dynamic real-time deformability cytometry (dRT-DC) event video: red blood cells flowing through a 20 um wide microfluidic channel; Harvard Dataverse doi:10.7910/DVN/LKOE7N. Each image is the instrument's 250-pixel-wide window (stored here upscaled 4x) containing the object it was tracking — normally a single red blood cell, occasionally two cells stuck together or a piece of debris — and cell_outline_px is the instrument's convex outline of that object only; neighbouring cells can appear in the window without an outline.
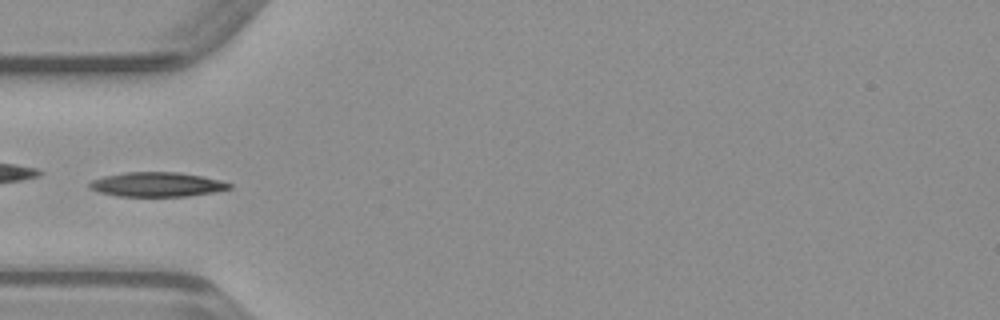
{"species": "common noctule bat (a hibernating species)", "species_latin": "Nyctalus noctula", "temperature_condition": "warm", "stored_images_in_passage": 34, "camera_frame_rate_fps": 3000, "um_per_image_px": 0.085, "animal": {"sex": "male", "body_mass_g": 23.1, "forearm_length_mm": 52.7}, "frame": {"image": 1, "passage_image": 1, "time_ms": 0.0, "image_size_px": [1000, 320], "cell_outline_px": [[232, 188], [216, 192], [188, 196], [116, 196], [100, 192], [88, 188], [88, 184], [92, 180], [104, 176], [124, 172], [180, 172], [220, 180], [232, 184]], "centroid_in_image_um": [13.34, 15.68], "position_along_channel_um": 71.7, "area_um2": 20.0}}
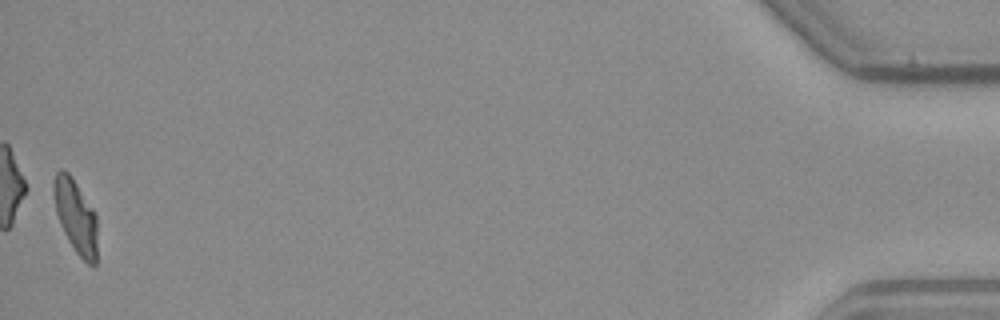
{"frame": {"image": 2, "passage_image": 34, "time_ms": 11.0, "image_size_px": [1000, 320], "cell_outline_px": [[96, 264], [92, 268], [76, 252], [68, 240], [60, 224], [56, 212], [52, 192], [52, 180], [56, 172], [60, 168], [64, 168], [72, 176], [96, 212]], "centroid_in_image_um": [6.41, 18.33], "position_along_channel_um": 428.8, "area_um2": 19.07}}